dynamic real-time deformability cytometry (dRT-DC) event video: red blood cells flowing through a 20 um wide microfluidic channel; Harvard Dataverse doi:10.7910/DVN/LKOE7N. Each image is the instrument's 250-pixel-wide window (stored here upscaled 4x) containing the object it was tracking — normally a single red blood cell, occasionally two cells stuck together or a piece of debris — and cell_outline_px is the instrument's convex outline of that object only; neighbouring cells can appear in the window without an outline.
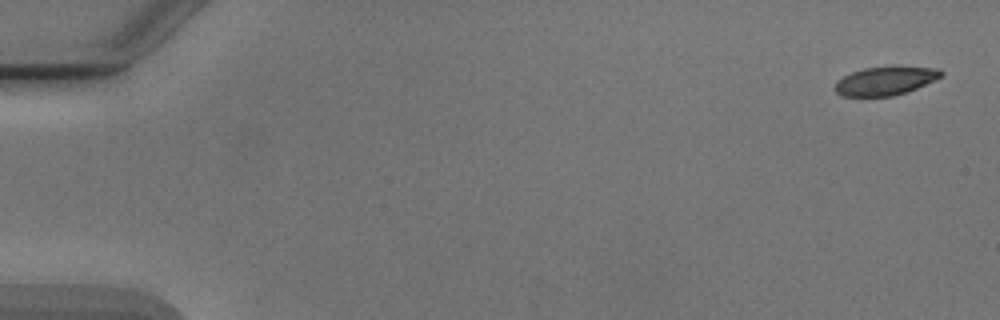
{"species": "Egyptian fruit bat (a non-hibernating species)", "species_latin": "Rousettus aegyptiacus", "temperature_condition": "cold", "stored_images_in_passage": 5, "camera_frame_rate_fps": 3000, "um_per_image_px": 0.085, "animal": {"sex": "male"}, "frame": {"image": 1, "passage_image": 1, "time_ms": 0.0, "image_size_px": [1000, 320], "cell_outline_px": [[944, 76], [908, 92], [892, 96], [840, 96], [832, 88], [836, 80], [852, 72], [864, 68], [940, 68], [944, 72]], "centroid_in_image_um": [75.22, 6.91], "position_along_channel_um": 9.8, "area_um2": 17.46}}
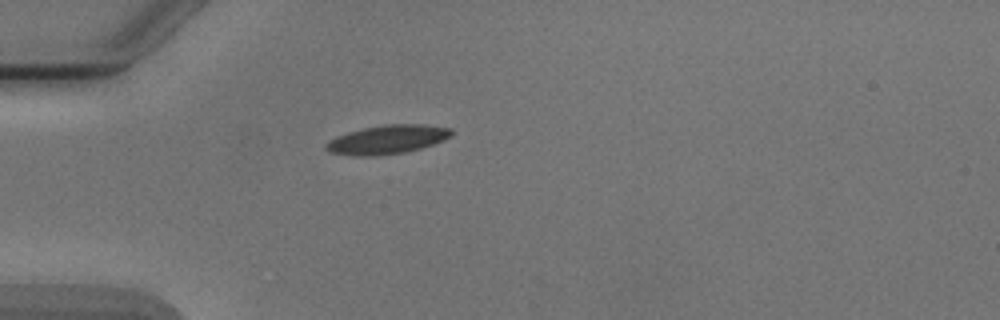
{"frame": {"image": 2, "passage_image": 5, "time_ms": 4.667, "image_size_px": [1000, 320], "cell_outline_px": [[452, 136], [444, 140], [420, 148], [404, 152], [376, 156], [356, 156], [332, 152], [324, 148], [324, 144], [336, 136], [348, 132], [364, 128], [384, 124], [424, 124], [452, 128]], "centroid_in_image_um": [32.93, 11.85], "position_along_channel_um": 52.1, "area_um2": 21.04}}